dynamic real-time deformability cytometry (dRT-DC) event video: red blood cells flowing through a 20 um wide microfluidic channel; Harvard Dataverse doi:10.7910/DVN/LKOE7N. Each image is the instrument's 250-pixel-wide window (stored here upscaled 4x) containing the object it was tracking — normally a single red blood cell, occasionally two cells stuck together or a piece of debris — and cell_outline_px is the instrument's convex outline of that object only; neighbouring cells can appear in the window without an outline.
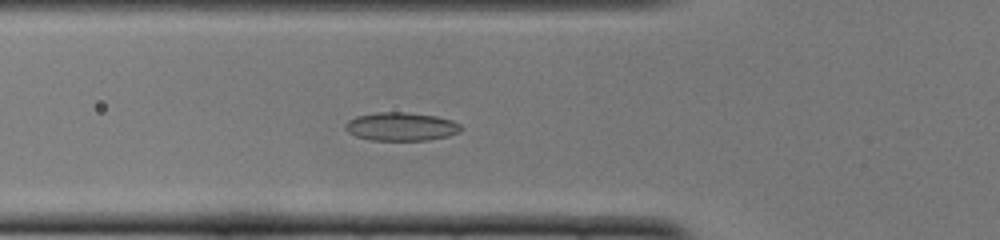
{"species": "common noctule bat (a hibernating species)", "species_latin": "Nyctalus noctula", "temperature_condition": "cold", "stored_images_in_passage": 44, "camera_frame_rate_fps": 3000, "um_per_image_px": 0.085, "animal": {"sex": "female", "body_mass_g": 22.0, "forearm_length_mm": 56.7}, "frame": {"image": 1, "passage_image": 17, "time_ms": 5.333, "image_size_px": [1000, 240], "cell_outline_px": [[464, 128], [460, 132], [448, 136], [428, 140], [372, 140], [356, 136], [348, 132], [344, 128], [344, 124], [348, 120], [356, 116], [376, 112], [408, 112], [436, 116], [452, 120], [460, 124]], "centroid_in_image_um": [34.1, 10.75], "position_along_channel_um": 91.7, "area_um2": 19.31}}
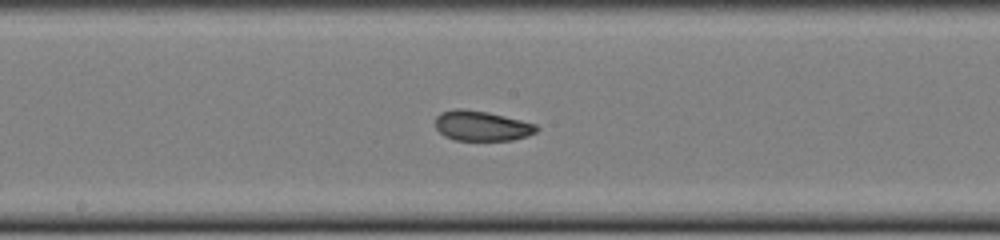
{"frame": {"image": 2, "passage_image": 26, "time_ms": 8.333, "image_size_px": [1000, 240], "cell_outline_px": [[540, 128], [536, 132], [528, 136], [512, 140], [456, 140], [444, 136], [436, 128], [436, 116], [440, 112], [456, 108], [460, 108], [488, 112], [536, 124]], "centroid_in_image_um": [40.94, 10.69], "position_along_channel_um": 207.3, "area_um2": 17.74}}
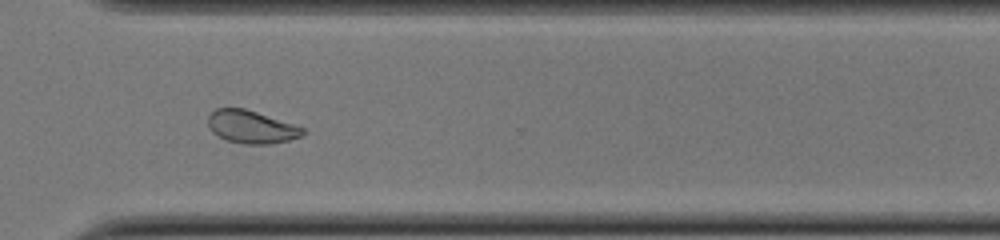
{"frame": {"image": 3, "passage_image": 37, "time_ms": 12.0, "image_size_px": [1000, 240], "cell_outline_px": [[304, 132], [300, 136], [288, 140], [268, 144], [244, 144], [228, 140], [212, 132], [208, 124], [208, 116], [216, 108], [244, 108], [296, 124], [304, 128]], "centroid_in_image_um": [21.37, 10.77], "position_along_channel_um": 349.2, "area_um2": 17.98}, "authors_computed_cell_mechanics": {"area_um2": 19.1896, "velocity_mm_per_s": 3.8582, "shape_relaxation_time_tau1_ms": null, "shape_relaxation_time_tau2_ms": 1.6268, "deformation_change_tau1": null, "deformation_change_tau2": 0.0705}}